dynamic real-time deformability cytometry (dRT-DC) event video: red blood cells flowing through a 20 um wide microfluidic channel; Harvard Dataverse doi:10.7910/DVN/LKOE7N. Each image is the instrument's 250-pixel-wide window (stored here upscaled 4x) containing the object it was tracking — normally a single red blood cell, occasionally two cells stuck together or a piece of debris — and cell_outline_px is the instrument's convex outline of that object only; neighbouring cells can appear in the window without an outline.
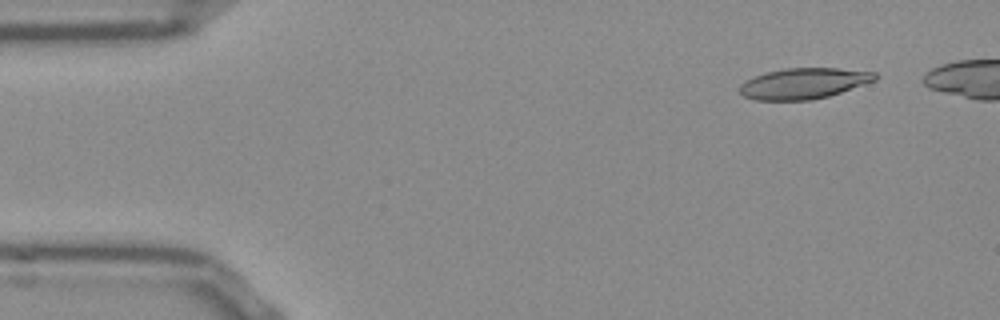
{"species": "Egyptian fruit bat (a non-hibernating species)", "species_latin": "Rousettus aegyptiacus", "temperature_condition": "room temperature", "stored_images_in_passage": 42, "camera_frame_rate_fps": 3000, "um_per_image_px": 0.085, "frame": {"image": 1, "passage_image": 1, "time_ms": 0.0, "image_size_px": [1000, 320], "cell_outline_px": [[876, 80], [828, 96], [812, 100], [756, 100], [744, 96], [740, 92], [740, 84], [756, 76], [768, 72], [784, 68], [836, 68], [876, 72]], "centroid_in_image_um": [68.32, 7.09], "position_along_channel_um": 16.7, "area_um2": 23.99}}
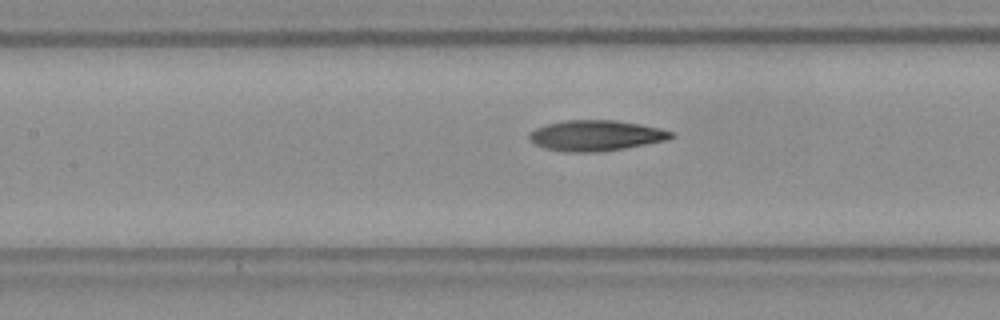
{"frame": {"image": 2, "passage_image": 19, "time_ms": 6.0, "image_size_px": [1000, 320], "cell_outline_px": [[676, 136], [668, 140], [624, 148], [596, 152], [568, 152], [544, 148], [536, 144], [528, 136], [528, 132], [536, 128], [548, 124], [564, 120], [616, 120], [640, 124], [660, 128], [672, 132]], "centroid_in_image_um": [50.67, 11.51], "position_along_channel_um": 156.7, "area_um2": 25.26}}
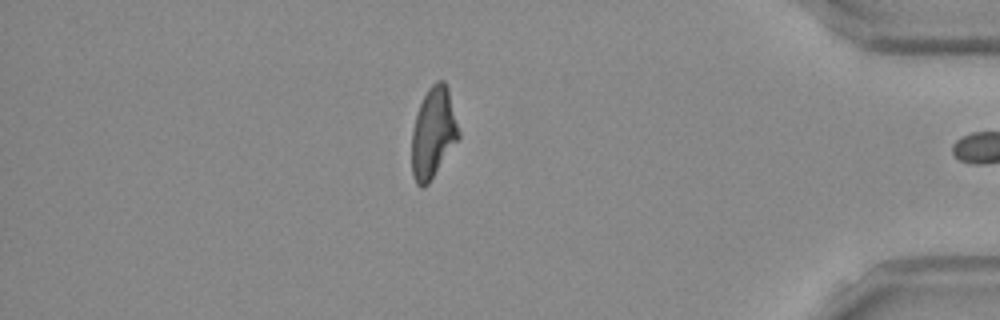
{"frame": {"image": 3, "passage_image": 41, "time_ms": 13.333, "image_size_px": [1000, 320], "cell_outline_px": [[460, 136], [428, 184], [424, 188], [420, 188], [416, 184], [412, 176], [412, 128], [420, 104], [428, 88], [436, 80], [444, 80], [448, 88], [460, 132]], "centroid_in_image_um": [36.82, 11.3], "position_along_channel_um": 398.4, "area_um2": 24.68}, "authors_computed_cell_mechanics": {"area_um2": 25.0563, "velocity_mm_per_s": 3.8492, "shape_relaxation_time_tau1_ms": null, "shape_relaxation_time_tau2_ms": 2.8154, "deformation_change_tau1": null, "deformation_change_tau2": 0.1159}}